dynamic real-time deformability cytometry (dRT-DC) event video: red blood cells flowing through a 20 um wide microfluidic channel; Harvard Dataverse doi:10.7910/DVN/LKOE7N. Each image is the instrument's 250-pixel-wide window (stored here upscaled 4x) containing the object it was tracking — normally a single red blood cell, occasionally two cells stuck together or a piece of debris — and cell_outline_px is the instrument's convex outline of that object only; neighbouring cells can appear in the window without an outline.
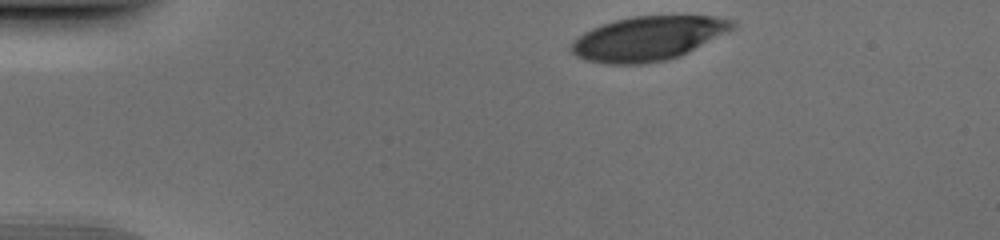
{"species": "human", "species_latin": "Homo sapiens", "temperature_condition": "cold", "stored_images_in_passage": 35, "camera_frame_rate_fps": 3000, "um_per_image_px": 0.085, "donor": {"sex": "male"}, "frame": {"image": 1, "passage_image": 1, "time_ms": 0.0, "image_size_px": [1000, 240], "cell_outline_px": [[736, 24], [732, 28], [680, 56], [664, 60], [640, 64], [608, 64], [588, 60], [576, 56], [568, 48], [572, 40], [584, 32], [592, 28], [616, 20], [632, 16], [712, 16], [732, 20]], "centroid_in_image_um": [55.0, 3.27], "position_along_channel_um": 30.0, "area_um2": 40.92}}
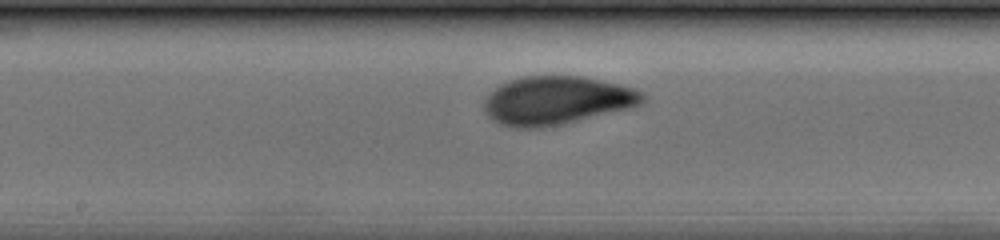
{"frame": {"image": 2, "passage_image": 19, "time_ms": 6.0, "image_size_px": [1000, 240], "cell_outline_px": [[644, 100], [640, 104], [560, 124], [540, 128], [516, 128], [500, 124], [492, 120], [484, 112], [484, 100], [500, 84], [508, 80], [520, 76], [580, 76], [620, 84], [636, 88], [644, 96]], "centroid_in_image_um": [47.24, 8.52], "position_along_channel_um": 201.0, "area_um2": 44.1}}
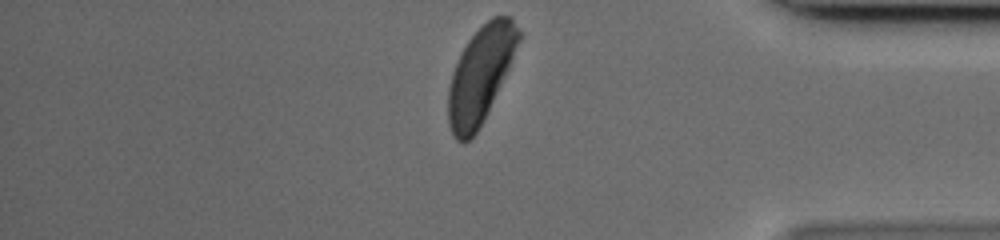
{"frame": {"image": 3, "passage_image": 35, "time_ms": 11.333, "image_size_px": [1000, 240], "cell_outline_px": [[520, 40], [508, 68], [476, 132], [464, 144], [456, 140], [452, 136], [448, 124], [448, 88], [452, 72], [468, 40], [492, 16], [512, 16], [520, 32]], "centroid_in_image_um": [40.81, 6.35], "position_along_channel_um": 394.4, "area_um2": 38.38}}